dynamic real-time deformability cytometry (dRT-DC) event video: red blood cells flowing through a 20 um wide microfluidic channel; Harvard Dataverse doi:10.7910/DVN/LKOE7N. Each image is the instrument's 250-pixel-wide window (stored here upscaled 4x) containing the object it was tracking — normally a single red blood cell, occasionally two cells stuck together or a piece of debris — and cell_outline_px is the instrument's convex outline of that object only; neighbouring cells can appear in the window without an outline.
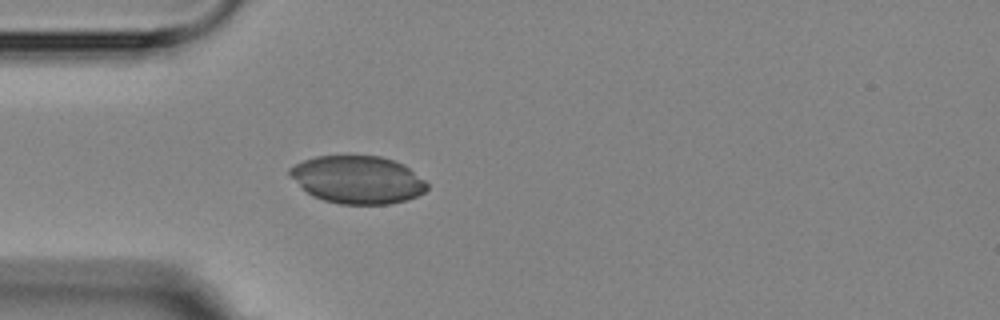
{"species": "Egyptian fruit bat (a non-hibernating species)", "species_latin": "Rousettus aegyptiacus", "temperature_condition": "room temperature", "stored_images_in_passage": 4, "camera_frame_rate_fps": 3000, "um_per_image_px": 0.085, "animal": {"sex": "female"}, "frame": {"image": 1, "passage_image": 4, "time_ms": 4.333, "image_size_px": [1000, 320], "cell_outline_px": [[428, 188], [424, 192], [416, 196], [404, 200], [388, 204], [340, 204], [324, 200], [312, 196], [288, 172], [288, 168], [304, 160], [316, 156], [380, 156], [404, 164], [424, 180], [428, 184]], "centroid_in_image_um": [30.41, 15.27], "position_along_channel_um": 54.6, "area_um2": 37.74}}